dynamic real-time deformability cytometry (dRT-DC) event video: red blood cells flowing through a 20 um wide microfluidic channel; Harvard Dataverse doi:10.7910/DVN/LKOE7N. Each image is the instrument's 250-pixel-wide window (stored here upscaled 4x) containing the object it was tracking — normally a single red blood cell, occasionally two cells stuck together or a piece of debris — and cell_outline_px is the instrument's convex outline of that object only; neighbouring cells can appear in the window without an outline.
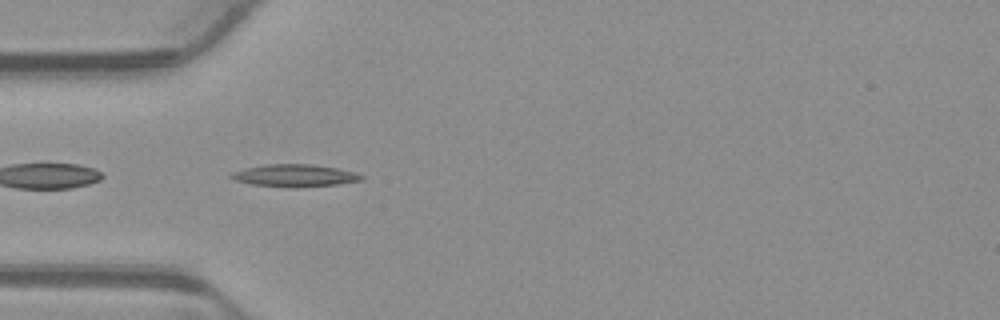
{"species": "common noctule bat (a hibernating species)", "species_latin": "Nyctalus noctula", "temperature_condition": "warm", "stored_images_in_passage": 41, "camera_frame_rate_fps": 3000, "um_per_image_px": 0.085, "animal": {"sex": "male", "body_mass_g": 23.1, "forearm_length_mm": 52.7}, "frame": {"image": 1, "passage_image": 4, "time_ms": 1.0, "image_size_px": [1000, 320], "cell_outline_px": [[364, 180], [336, 184], [296, 188], [252, 184], [236, 180], [228, 176], [232, 172], [244, 168], [264, 164], [312, 164], [336, 168], [352, 172], [364, 176]], "centroid_in_image_um": [25.03, 14.92], "position_along_channel_um": 60.0, "area_um2": 16.88}}
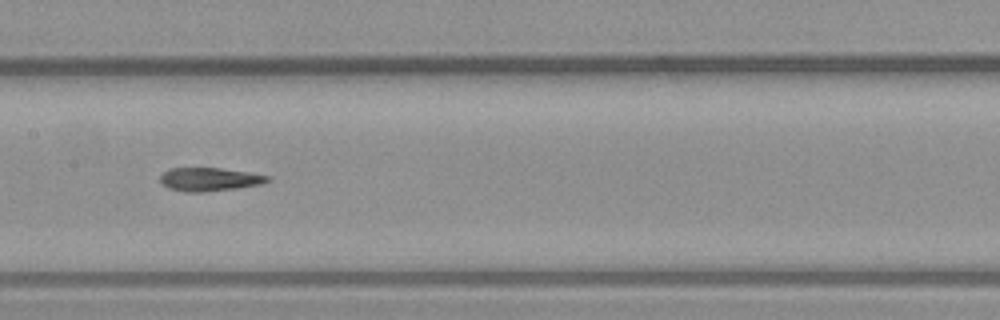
{"frame": {"image": 2, "passage_image": 14, "time_ms": 4.333, "image_size_px": [1000, 320], "cell_outline_px": [[272, 180], [264, 184], [236, 188], [204, 192], [184, 192], [168, 188], [160, 184], [160, 176], [164, 172], [172, 168], [220, 168], [248, 172], [272, 176]], "centroid_in_image_um": [17.84, 15.25], "position_along_channel_um": 189.6, "area_um2": 14.85}}
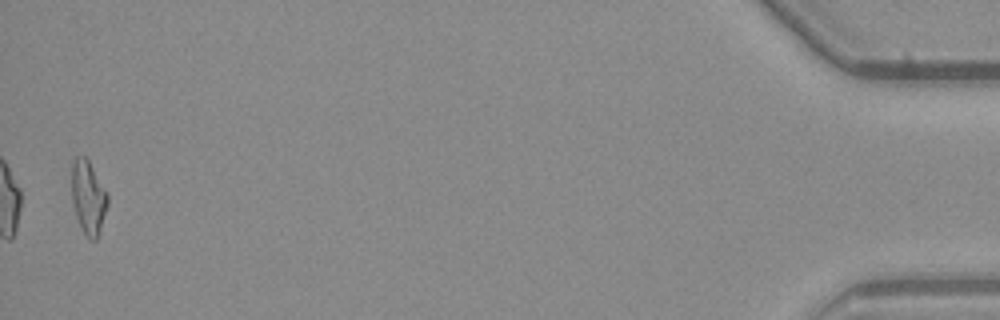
{"frame": {"image": 3, "passage_image": 40, "time_ms": 13.0, "image_size_px": [1000, 320], "cell_outline_px": [[108, 204], [96, 240], [88, 240], [76, 216], [72, 204], [72, 160], [76, 156], [84, 156], [88, 160], [108, 192]], "centroid_in_image_um": [7.5, 16.75], "position_along_channel_um": 427.7, "area_um2": 15.37}, "authors_computed_cell_mechanics": {"area_um2": 15.3748, "velocity_mm_per_s": 3.9077, "shape_relaxation_time_tau1_ms": null, "shape_relaxation_time_tau2_ms": 6.7321, "deformation_change_tau1": null, "deformation_change_tau2": 0.1514}}